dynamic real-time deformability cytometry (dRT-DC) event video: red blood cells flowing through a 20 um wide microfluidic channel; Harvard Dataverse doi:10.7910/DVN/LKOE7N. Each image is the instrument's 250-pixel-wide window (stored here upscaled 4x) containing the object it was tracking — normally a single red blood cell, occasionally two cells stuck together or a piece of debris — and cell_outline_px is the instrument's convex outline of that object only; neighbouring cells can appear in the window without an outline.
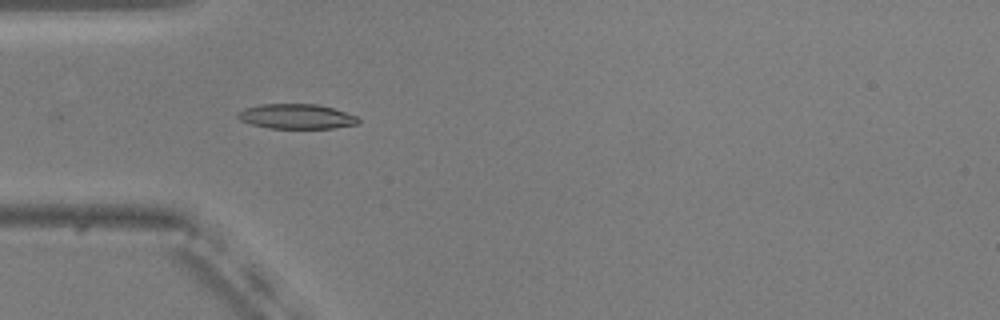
{"species": "common noctule bat (a hibernating species)", "species_latin": "Nyctalus noctula", "temperature_condition": "warm", "stored_images_in_passage": 27, "camera_frame_rate_fps": 3000, "um_per_image_px": 0.085, "animal": {"sex": "male", "body_mass_g": 20.5, "forearm_length_mm": 52.5}, "frame": {"image": 1, "passage_image": 2, "time_ms": 0.333, "image_size_px": [1000, 320], "cell_outline_px": [[360, 120], [356, 124], [332, 128], [268, 128], [252, 124], [240, 120], [236, 116], [236, 112], [244, 108], [260, 104], [316, 104], [332, 108], [356, 116]], "centroid_in_image_um": [25.14, 9.89], "position_along_channel_um": 59.9, "area_um2": 17.34}}
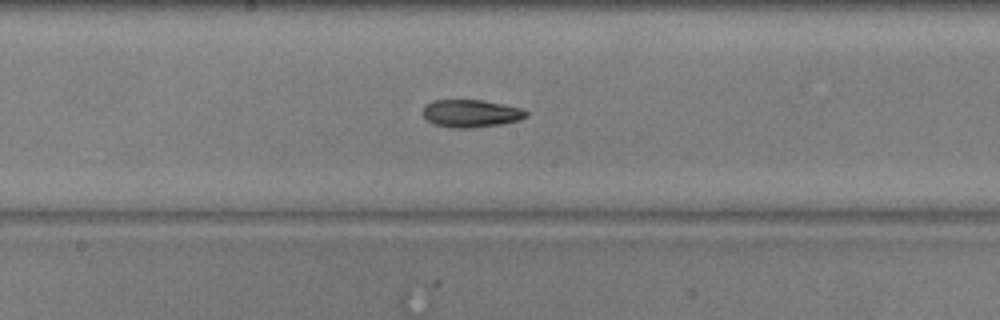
{"frame": {"image": 2, "passage_image": 14, "time_ms": 4.333, "image_size_px": [1000, 320], "cell_outline_px": [[528, 116], [520, 120], [504, 124], [472, 128], [452, 128], [432, 124], [420, 112], [424, 104], [432, 100], [484, 100], [524, 108], [528, 112]], "centroid_in_image_um": [40.03, 9.64], "position_along_channel_um": 208.2, "area_um2": 17.17}}
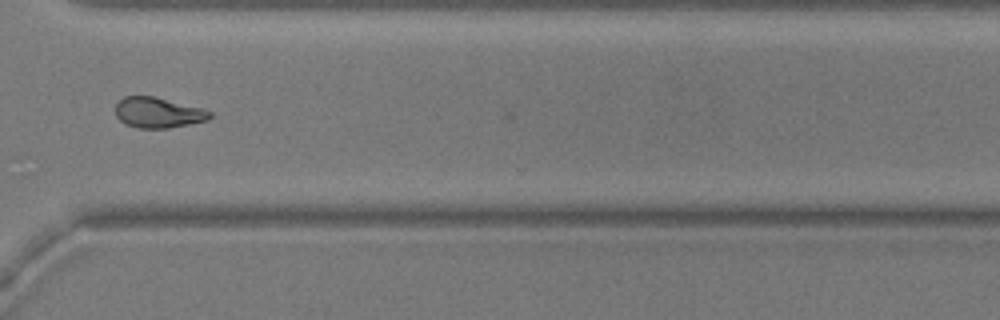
{"frame": {"image": 3, "passage_image": 26, "time_ms": 8.333, "image_size_px": [1000, 320], "cell_outline_px": [[212, 116], [208, 120], [168, 128], [136, 128], [120, 120], [116, 116], [116, 104], [124, 96], [156, 96], [204, 108], [212, 112]], "centroid_in_image_um": [13.47, 9.56], "position_along_channel_um": 357.1, "area_um2": 16.88}}